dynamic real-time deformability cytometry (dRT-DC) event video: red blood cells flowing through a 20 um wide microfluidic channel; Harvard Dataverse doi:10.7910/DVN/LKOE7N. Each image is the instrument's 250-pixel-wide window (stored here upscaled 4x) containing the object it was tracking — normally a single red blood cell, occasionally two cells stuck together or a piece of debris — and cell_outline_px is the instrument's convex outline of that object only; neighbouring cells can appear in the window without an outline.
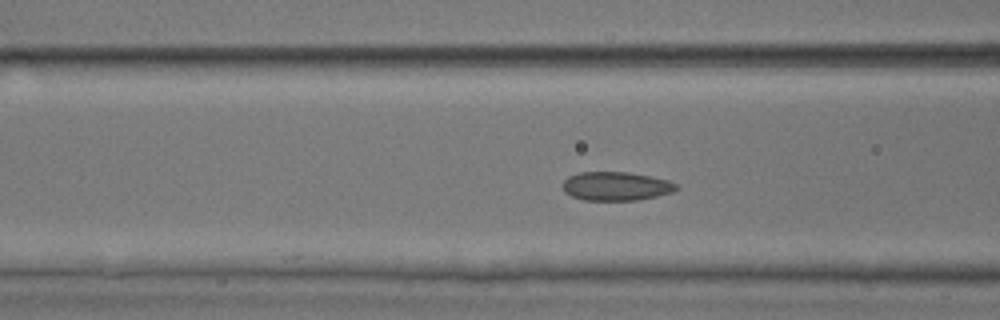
{"species": "common noctule bat (a hibernating species)", "species_latin": "Nyctalus noctula", "temperature_condition": "room temperature", "stored_images_in_passage": 25, "camera_frame_rate_fps": 3000, "um_per_image_px": 0.085, "animal": {"sex": "male", "body_mass_g": 17.9, "forearm_length_mm": 54.2}, "frame": {"image": 1, "passage_image": 17, "time_ms": 5.333, "image_size_px": [1000, 320], "cell_outline_px": [[680, 188], [672, 192], [656, 196], [636, 200], [584, 200], [572, 196], [564, 192], [564, 180], [568, 176], [576, 172], [628, 172], [652, 176], [668, 180], [676, 184]], "centroid_in_image_um": [52.37, 15.81], "position_along_channel_um": 114.2, "area_um2": 19.07}}